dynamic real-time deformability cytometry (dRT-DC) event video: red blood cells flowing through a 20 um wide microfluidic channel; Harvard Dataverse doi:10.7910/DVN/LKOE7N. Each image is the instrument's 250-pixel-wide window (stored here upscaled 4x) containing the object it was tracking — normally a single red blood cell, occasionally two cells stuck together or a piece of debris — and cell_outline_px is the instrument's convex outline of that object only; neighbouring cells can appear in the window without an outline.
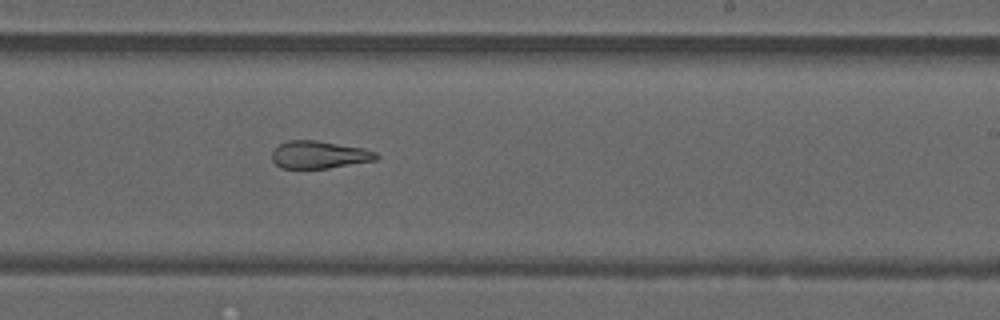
{"species": "common noctule bat (a hibernating species)", "species_latin": "Nyctalus noctula", "temperature_condition": "warm", "stored_images_in_passage": 46, "camera_frame_rate_fps": 3000, "um_per_image_px": 0.085, "animal": {"sex": "male", "forearm_length_mm": 52.5}, "frame": {"image": 1, "passage_image": 27, "time_ms": 8.667, "image_size_px": [1000, 320], "cell_outline_px": [[380, 156], [376, 160], [328, 168], [280, 168], [272, 160], [272, 152], [280, 144], [288, 140], [316, 140], [364, 148], [376, 152]], "centroid_in_image_um": [27.14, 13.15], "position_along_channel_um": 261.9, "area_um2": 16.7}, "authors_computed_cell_mechanics": {"area_um2": 21.0681, "velocity_mm_per_s": 4.2129, "shape_relaxation_time_tau1_ms": null, "shape_relaxation_time_tau2_ms": 2.9058, "deformation_change_tau1": null, "deformation_change_tau2": 0.1325}}